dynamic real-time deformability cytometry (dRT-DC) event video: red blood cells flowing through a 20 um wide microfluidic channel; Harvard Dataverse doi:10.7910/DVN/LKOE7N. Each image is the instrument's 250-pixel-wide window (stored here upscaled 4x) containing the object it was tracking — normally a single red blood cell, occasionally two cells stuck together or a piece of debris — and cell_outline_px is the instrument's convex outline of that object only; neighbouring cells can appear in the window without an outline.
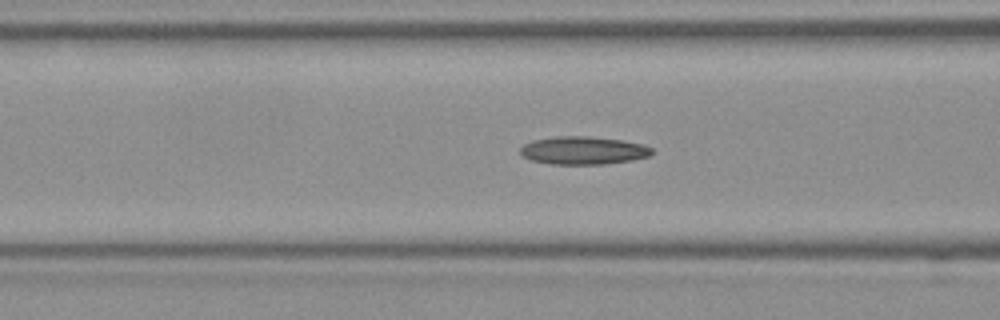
{"species": "Egyptian fruit bat (a non-hibernating species)", "species_latin": "Rousettus aegyptiacus", "temperature_condition": "room temperature", "stored_images_in_passage": 50, "camera_frame_rate_fps": 3000, "um_per_image_px": 0.085, "frame": {"image": 1, "passage_image": 18, "time_ms": 5.667, "image_size_px": [1000, 320], "cell_outline_px": [[652, 152], [648, 156], [632, 160], [604, 164], [552, 164], [532, 160], [524, 156], [520, 152], [520, 148], [524, 144], [532, 140], [556, 136], [588, 136], [624, 140], [644, 144], [652, 148]], "centroid_in_image_um": [49.59, 12.78], "position_along_channel_um": 117.0, "area_um2": 21.44}}
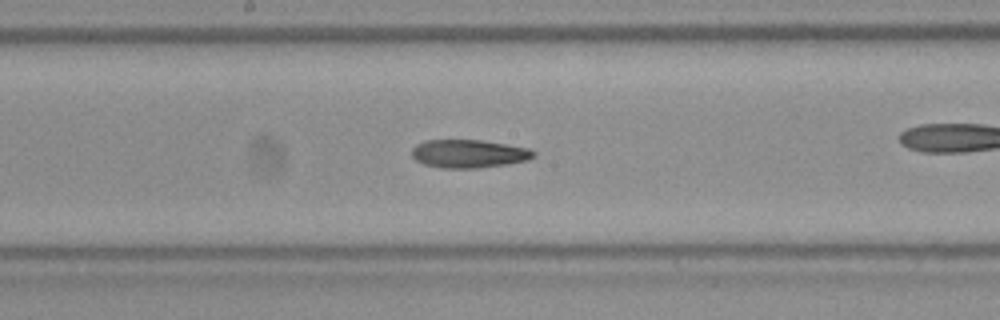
{"frame": {"image": 2, "passage_image": 25, "time_ms": 8.0, "image_size_px": [1000, 320], "cell_outline_px": [[536, 156], [528, 160], [508, 164], [480, 168], [440, 168], [424, 164], [416, 160], [412, 156], [412, 148], [416, 144], [424, 140], [484, 140], [528, 148], [536, 152]], "centroid_in_image_um": [39.86, 13.06], "position_along_channel_um": 208.3, "area_um2": 20.23}}
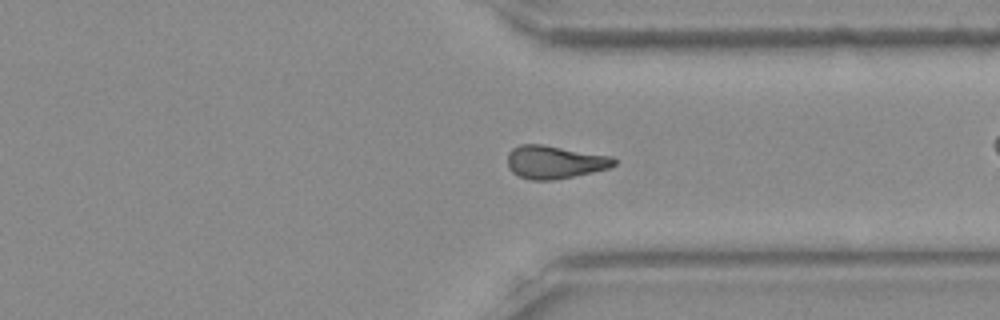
{"frame": {"image": 3, "passage_image": 37, "time_ms": 12.0, "image_size_px": [1000, 320], "cell_outline_px": [[616, 164], [608, 168], [592, 172], [552, 180], [532, 180], [520, 176], [512, 172], [508, 168], [508, 152], [512, 148], [520, 144], [540, 144], [612, 156], [616, 160]], "centroid_in_image_um": [47.13, 13.77], "position_along_channel_um": 364.3, "area_um2": 20.35}, "authors_computed_cell_mechanics": {"area_um2": 20.23, "velocity_mm_per_s": 3.8992, "shape_relaxation_time_tau1_ms": null, "shape_relaxation_time_tau2_ms": 9.6133, "deformation_change_tau1": null, "deformation_change_tau2": 0.2064}}